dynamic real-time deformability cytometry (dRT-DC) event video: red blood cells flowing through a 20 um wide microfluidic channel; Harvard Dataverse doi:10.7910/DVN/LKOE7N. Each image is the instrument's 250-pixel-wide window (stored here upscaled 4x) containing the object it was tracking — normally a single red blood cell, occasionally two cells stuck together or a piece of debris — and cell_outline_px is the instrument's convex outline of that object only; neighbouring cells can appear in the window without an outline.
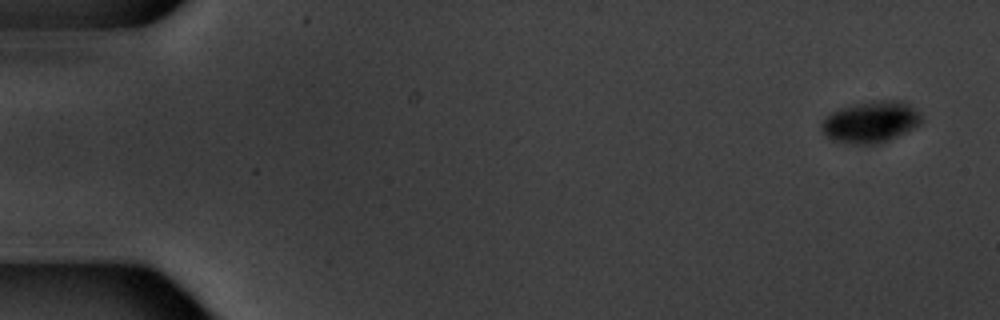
{"species": "common noctule bat (a hibernating species)", "species_latin": "Nyctalus noctula", "temperature_condition": "warm", "stored_images_in_passage": 6, "camera_frame_rate_fps": 3000, "um_per_image_px": 0.085, "animal": {"sex": "male", "body_mass_g": 20.1, "forearm_length_mm": 53.5}, "frame": {"image": 1, "passage_image": 1, "time_ms": 0.0, "image_size_px": [1000, 320], "cell_outline_px": [[920, 124], [888, 140], [876, 144], [844, 144], [832, 140], [820, 128], [820, 124], [832, 112], [840, 108], [880, 100], [904, 100], [920, 116]], "centroid_in_image_um": [73.97, 10.38], "position_along_channel_um": 11.0, "area_um2": 23.58}}